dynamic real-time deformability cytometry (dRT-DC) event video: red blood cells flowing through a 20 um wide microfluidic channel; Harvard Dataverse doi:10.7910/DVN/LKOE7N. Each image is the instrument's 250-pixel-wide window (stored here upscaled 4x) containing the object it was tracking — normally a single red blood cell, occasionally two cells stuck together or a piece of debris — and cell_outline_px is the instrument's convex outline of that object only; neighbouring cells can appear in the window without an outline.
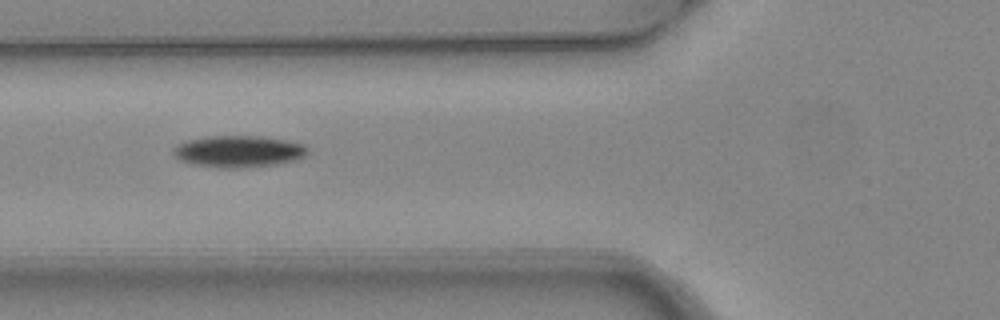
{"species": "common noctule bat (a hibernating species)", "species_latin": "Nyctalus noctula", "temperature_condition": "warm", "stored_images_in_passage": 5, "camera_frame_rate_fps": 3000, "um_per_image_px": 0.085, "animal": {"sex": "female", "body_mass_g": 24.6, "forearm_length_mm": 56.2}, "frame": {"image": 1, "passage_image": 3, "time_ms": 0.667, "image_size_px": [1000, 320], "cell_outline_px": [[308, 152], [304, 156], [296, 160], [276, 164], [240, 168], [220, 168], [192, 164], [180, 160], [172, 152], [172, 148], [184, 140], [208, 136], [264, 136], [304, 144], [308, 148]], "centroid_in_image_um": [20.25, 12.86], "position_along_channel_um": 105.5, "area_um2": 24.97}}
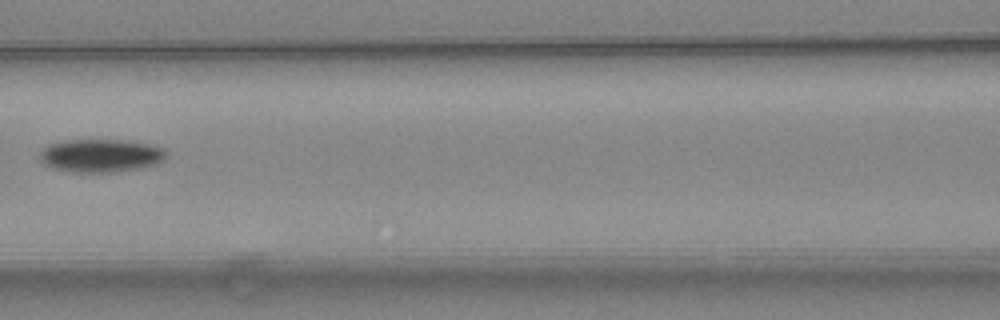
{"frame": {"image": 2, "passage_image": 4, "time_ms": 1.0, "image_size_px": [1000, 320], "cell_outline_px": [[168, 156], [164, 160], [156, 164], [140, 168], [116, 172], [76, 172], [56, 168], [44, 164], [40, 160], [40, 152], [48, 144], [64, 140], [124, 140], [148, 144], [164, 148], [168, 152]], "centroid_in_image_um": [8.61, 13.22], "position_along_channel_um": 158.0, "area_um2": 24.45}}
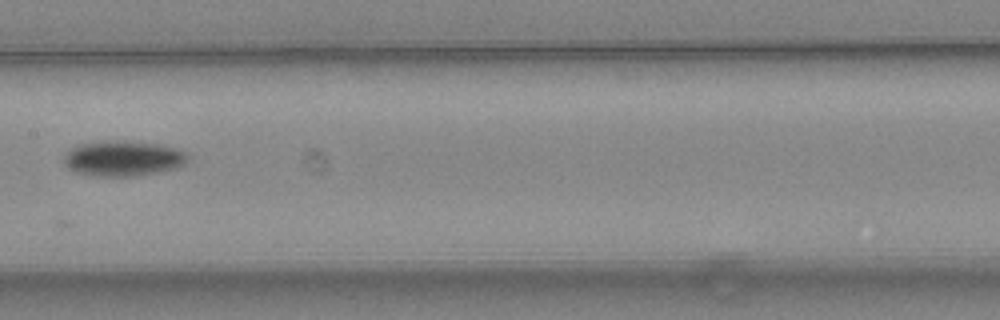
{"frame": {"image": 3, "passage_image": 5, "time_ms": 1.333, "image_size_px": [1000, 320], "cell_outline_px": [[188, 160], [180, 168], [132, 176], [96, 176], [80, 172], [68, 168], [64, 164], [64, 156], [72, 148], [80, 144], [108, 140], [132, 140], [160, 144], [184, 152], [188, 156]], "centroid_in_image_um": [10.49, 13.45], "position_along_channel_um": 196.9, "area_um2": 25.49}}